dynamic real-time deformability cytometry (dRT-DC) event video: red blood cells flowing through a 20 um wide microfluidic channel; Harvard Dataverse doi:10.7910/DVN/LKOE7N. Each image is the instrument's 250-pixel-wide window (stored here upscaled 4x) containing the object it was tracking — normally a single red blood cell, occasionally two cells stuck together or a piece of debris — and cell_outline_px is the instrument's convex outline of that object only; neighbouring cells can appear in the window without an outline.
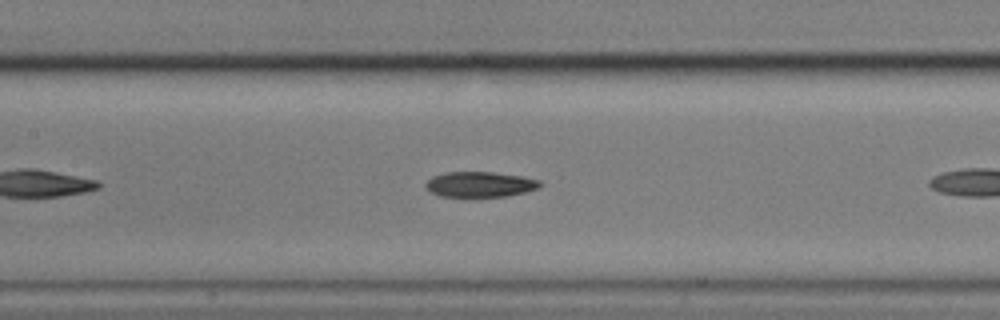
{"species": "common noctule bat (a hibernating species)", "species_latin": "Nyctalus noctula", "temperature_condition": "cold", "stored_images_in_passage": 14, "camera_frame_rate_fps": 3000, "um_per_image_px": 0.085, "animal": {"sex": "male", "body_mass_g": 17.9}, "frame": {"image": 1, "passage_image": 12, "time_ms": 3.667, "image_size_px": [1000, 320], "cell_outline_px": [[544, 184], [540, 188], [528, 192], [504, 196], [440, 196], [432, 192], [424, 184], [432, 176], [444, 172], [492, 172], [524, 176], [540, 180]], "centroid_in_image_um": [40.87, 15.66], "position_along_channel_um": 166.5, "area_um2": 16.99}}